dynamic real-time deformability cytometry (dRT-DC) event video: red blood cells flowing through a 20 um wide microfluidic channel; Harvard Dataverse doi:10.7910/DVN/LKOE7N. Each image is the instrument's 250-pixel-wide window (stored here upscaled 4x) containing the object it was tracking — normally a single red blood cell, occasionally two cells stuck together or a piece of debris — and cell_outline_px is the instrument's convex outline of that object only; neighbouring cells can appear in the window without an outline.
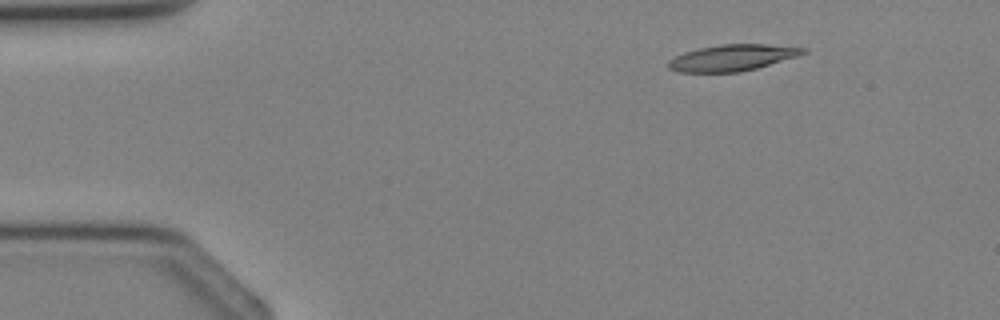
{"species": "Egyptian fruit bat (a non-hibernating species)", "species_latin": "Rousettus aegyptiacus", "temperature_condition": "cold", "stored_images_in_passage": 4, "camera_frame_rate_fps": 3000, "um_per_image_px": 0.085, "animal": {"sex": "female"}, "frame": {"image": 1, "passage_image": 2, "time_ms": 1.333, "image_size_px": [1000, 320], "cell_outline_px": [[808, 52], [800, 56], [756, 68], [740, 72], [676, 72], [668, 68], [668, 60], [684, 52], [700, 48], [720, 44], [768, 44], [808, 48]], "centroid_in_image_um": [62.28, 4.9], "position_along_channel_um": 22.7, "area_um2": 20.81}}
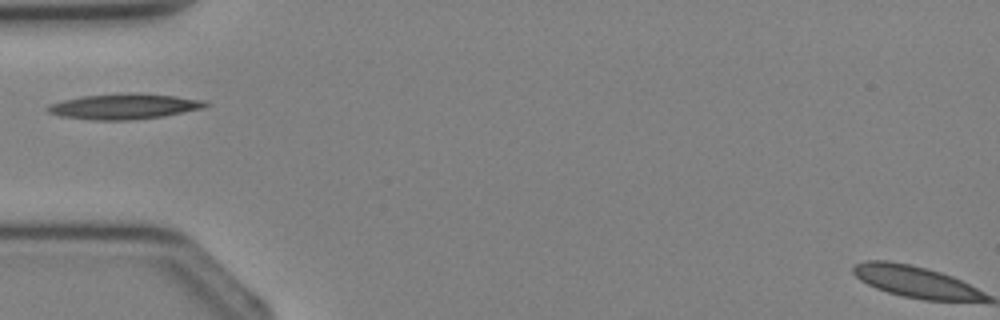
{"frame": {"image": 2, "passage_image": 4, "time_ms": 3.667, "image_size_px": [1000, 320], "cell_outline_px": [[208, 104], [204, 108], [164, 116], [132, 120], [92, 120], [60, 116], [48, 112], [44, 108], [48, 104], [80, 96], [124, 92], [136, 92], [176, 96], [204, 100]], "centroid_in_image_um": [10.52, 9.03], "position_along_channel_um": 74.5, "area_um2": 23.76}}